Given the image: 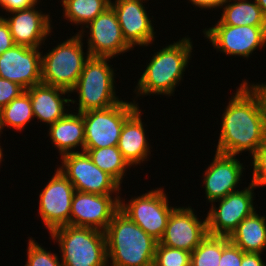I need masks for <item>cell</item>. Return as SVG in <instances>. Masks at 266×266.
Listing matches in <instances>:
<instances>
[{
  "mask_svg": "<svg viewBox=\"0 0 266 266\" xmlns=\"http://www.w3.org/2000/svg\"><path fill=\"white\" fill-rule=\"evenodd\" d=\"M243 80L222 115L216 151L237 155L249 151L252 156L266 137V112L261 95Z\"/></svg>",
  "mask_w": 266,
  "mask_h": 266,
  "instance_id": "obj_1",
  "label": "cell"
},
{
  "mask_svg": "<svg viewBox=\"0 0 266 266\" xmlns=\"http://www.w3.org/2000/svg\"><path fill=\"white\" fill-rule=\"evenodd\" d=\"M105 236L110 266H153L158 241L120 209L105 230Z\"/></svg>",
  "mask_w": 266,
  "mask_h": 266,
  "instance_id": "obj_2",
  "label": "cell"
},
{
  "mask_svg": "<svg viewBox=\"0 0 266 266\" xmlns=\"http://www.w3.org/2000/svg\"><path fill=\"white\" fill-rule=\"evenodd\" d=\"M191 38L183 37L154 53L143 71L136 89V96L158 94L171 96L182 80L189 59L192 57Z\"/></svg>",
  "mask_w": 266,
  "mask_h": 266,
  "instance_id": "obj_3",
  "label": "cell"
},
{
  "mask_svg": "<svg viewBox=\"0 0 266 266\" xmlns=\"http://www.w3.org/2000/svg\"><path fill=\"white\" fill-rule=\"evenodd\" d=\"M49 234L58 242L63 266H108L105 232L65 225Z\"/></svg>",
  "mask_w": 266,
  "mask_h": 266,
  "instance_id": "obj_4",
  "label": "cell"
},
{
  "mask_svg": "<svg viewBox=\"0 0 266 266\" xmlns=\"http://www.w3.org/2000/svg\"><path fill=\"white\" fill-rule=\"evenodd\" d=\"M83 29L41 55V82L71 91L76 85L85 63L90 58L83 51ZM83 34V35H82ZM85 56V57H84Z\"/></svg>",
  "mask_w": 266,
  "mask_h": 266,
  "instance_id": "obj_5",
  "label": "cell"
},
{
  "mask_svg": "<svg viewBox=\"0 0 266 266\" xmlns=\"http://www.w3.org/2000/svg\"><path fill=\"white\" fill-rule=\"evenodd\" d=\"M108 57H92L87 60L80 77L70 91L78 93V112L105 109L122 100L116 96L114 70Z\"/></svg>",
  "mask_w": 266,
  "mask_h": 266,
  "instance_id": "obj_6",
  "label": "cell"
},
{
  "mask_svg": "<svg viewBox=\"0 0 266 266\" xmlns=\"http://www.w3.org/2000/svg\"><path fill=\"white\" fill-rule=\"evenodd\" d=\"M138 103L121 101L105 109L89 110L83 115L84 149L117 146L125 121L138 109Z\"/></svg>",
  "mask_w": 266,
  "mask_h": 266,
  "instance_id": "obj_7",
  "label": "cell"
},
{
  "mask_svg": "<svg viewBox=\"0 0 266 266\" xmlns=\"http://www.w3.org/2000/svg\"><path fill=\"white\" fill-rule=\"evenodd\" d=\"M162 188L150 190L141 196L131 198L125 204L120 199V210L156 241H160L170 217L172 206Z\"/></svg>",
  "mask_w": 266,
  "mask_h": 266,
  "instance_id": "obj_8",
  "label": "cell"
},
{
  "mask_svg": "<svg viewBox=\"0 0 266 266\" xmlns=\"http://www.w3.org/2000/svg\"><path fill=\"white\" fill-rule=\"evenodd\" d=\"M58 169L73 184L76 191L100 195L119 194L121 186L97 167L85 151L65 154ZM118 191V192H117Z\"/></svg>",
  "mask_w": 266,
  "mask_h": 266,
  "instance_id": "obj_9",
  "label": "cell"
},
{
  "mask_svg": "<svg viewBox=\"0 0 266 266\" xmlns=\"http://www.w3.org/2000/svg\"><path fill=\"white\" fill-rule=\"evenodd\" d=\"M256 187V184L250 182L247 188L238 189L223 199L214 201L219 202L218 207L212 202L206 215L208 234L229 237L239 223L255 211L253 189Z\"/></svg>",
  "mask_w": 266,
  "mask_h": 266,
  "instance_id": "obj_10",
  "label": "cell"
},
{
  "mask_svg": "<svg viewBox=\"0 0 266 266\" xmlns=\"http://www.w3.org/2000/svg\"><path fill=\"white\" fill-rule=\"evenodd\" d=\"M206 29L203 33L212 46L228 56L248 58L266 45V26L215 25Z\"/></svg>",
  "mask_w": 266,
  "mask_h": 266,
  "instance_id": "obj_11",
  "label": "cell"
},
{
  "mask_svg": "<svg viewBox=\"0 0 266 266\" xmlns=\"http://www.w3.org/2000/svg\"><path fill=\"white\" fill-rule=\"evenodd\" d=\"M40 192L39 214L49 233L55 228L70 225V212L75 189L57 168L51 180Z\"/></svg>",
  "mask_w": 266,
  "mask_h": 266,
  "instance_id": "obj_12",
  "label": "cell"
},
{
  "mask_svg": "<svg viewBox=\"0 0 266 266\" xmlns=\"http://www.w3.org/2000/svg\"><path fill=\"white\" fill-rule=\"evenodd\" d=\"M120 196L75 191L71 204L70 225L105 232L114 214L120 209Z\"/></svg>",
  "mask_w": 266,
  "mask_h": 266,
  "instance_id": "obj_13",
  "label": "cell"
},
{
  "mask_svg": "<svg viewBox=\"0 0 266 266\" xmlns=\"http://www.w3.org/2000/svg\"><path fill=\"white\" fill-rule=\"evenodd\" d=\"M85 27L90 30L86 43L87 52L92 57L114 58L133 49L123 38L116 13L111 6Z\"/></svg>",
  "mask_w": 266,
  "mask_h": 266,
  "instance_id": "obj_14",
  "label": "cell"
},
{
  "mask_svg": "<svg viewBox=\"0 0 266 266\" xmlns=\"http://www.w3.org/2000/svg\"><path fill=\"white\" fill-rule=\"evenodd\" d=\"M192 207H174L165 233L159 241L161 245L192 252L208 235L207 217L201 220Z\"/></svg>",
  "mask_w": 266,
  "mask_h": 266,
  "instance_id": "obj_15",
  "label": "cell"
},
{
  "mask_svg": "<svg viewBox=\"0 0 266 266\" xmlns=\"http://www.w3.org/2000/svg\"><path fill=\"white\" fill-rule=\"evenodd\" d=\"M41 53L39 48L14 45L0 55V78L25 90L41 83Z\"/></svg>",
  "mask_w": 266,
  "mask_h": 266,
  "instance_id": "obj_16",
  "label": "cell"
},
{
  "mask_svg": "<svg viewBox=\"0 0 266 266\" xmlns=\"http://www.w3.org/2000/svg\"><path fill=\"white\" fill-rule=\"evenodd\" d=\"M143 1L146 0H115L110 3L116 13L123 38L132 48L137 45L148 46L156 37Z\"/></svg>",
  "mask_w": 266,
  "mask_h": 266,
  "instance_id": "obj_17",
  "label": "cell"
},
{
  "mask_svg": "<svg viewBox=\"0 0 266 266\" xmlns=\"http://www.w3.org/2000/svg\"><path fill=\"white\" fill-rule=\"evenodd\" d=\"M38 2L40 0L29 8L10 12V18H4L15 45L40 48L51 33L50 15L36 9Z\"/></svg>",
  "mask_w": 266,
  "mask_h": 266,
  "instance_id": "obj_18",
  "label": "cell"
},
{
  "mask_svg": "<svg viewBox=\"0 0 266 266\" xmlns=\"http://www.w3.org/2000/svg\"><path fill=\"white\" fill-rule=\"evenodd\" d=\"M213 162L206 168L203 184L206 199L214 202L223 199L228 194L237 191V184L243 175V163L241 164L235 155L215 152Z\"/></svg>",
  "mask_w": 266,
  "mask_h": 266,
  "instance_id": "obj_19",
  "label": "cell"
},
{
  "mask_svg": "<svg viewBox=\"0 0 266 266\" xmlns=\"http://www.w3.org/2000/svg\"><path fill=\"white\" fill-rule=\"evenodd\" d=\"M26 91L31 98L34 117L47 125L53 124L63 118L68 113L65 106H70V102L73 104L76 103L75 100L64 97L65 94H70L69 91L42 82ZM67 103L68 105H65Z\"/></svg>",
  "mask_w": 266,
  "mask_h": 266,
  "instance_id": "obj_20",
  "label": "cell"
},
{
  "mask_svg": "<svg viewBox=\"0 0 266 266\" xmlns=\"http://www.w3.org/2000/svg\"><path fill=\"white\" fill-rule=\"evenodd\" d=\"M141 110L138 108L124 123L118 149L124 159L130 166L140 165L141 162L147 161L148 155L151 154L148 138L145 136V129L141 119Z\"/></svg>",
  "mask_w": 266,
  "mask_h": 266,
  "instance_id": "obj_21",
  "label": "cell"
},
{
  "mask_svg": "<svg viewBox=\"0 0 266 266\" xmlns=\"http://www.w3.org/2000/svg\"><path fill=\"white\" fill-rule=\"evenodd\" d=\"M48 132L52 144L58 149L61 157L65 154L79 152L75 149L77 146H80L81 152L84 151L85 132L81 113H67L63 118L50 124Z\"/></svg>",
  "mask_w": 266,
  "mask_h": 266,
  "instance_id": "obj_22",
  "label": "cell"
},
{
  "mask_svg": "<svg viewBox=\"0 0 266 266\" xmlns=\"http://www.w3.org/2000/svg\"><path fill=\"white\" fill-rule=\"evenodd\" d=\"M228 238L245 253L262 254L266 249V217L254 211L239 223Z\"/></svg>",
  "mask_w": 266,
  "mask_h": 266,
  "instance_id": "obj_23",
  "label": "cell"
},
{
  "mask_svg": "<svg viewBox=\"0 0 266 266\" xmlns=\"http://www.w3.org/2000/svg\"><path fill=\"white\" fill-rule=\"evenodd\" d=\"M219 8H223V13L215 25L266 26V18L256 0H226Z\"/></svg>",
  "mask_w": 266,
  "mask_h": 266,
  "instance_id": "obj_24",
  "label": "cell"
},
{
  "mask_svg": "<svg viewBox=\"0 0 266 266\" xmlns=\"http://www.w3.org/2000/svg\"><path fill=\"white\" fill-rule=\"evenodd\" d=\"M34 118L31 98L27 91L14 98L9 104L0 109V136L4 127L23 130Z\"/></svg>",
  "mask_w": 266,
  "mask_h": 266,
  "instance_id": "obj_25",
  "label": "cell"
},
{
  "mask_svg": "<svg viewBox=\"0 0 266 266\" xmlns=\"http://www.w3.org/2000/svg\"><path fill=\"white\" fill-rule=\"evenodd\" d=\"M84 151L87 152L97 167L110 175L121 186V181H123L127 171L126 169L131 166L124 159L117 146L84 149Z\"/></svg>",
  "mask_w": 266,
  "mask_h": 266,
  "instance_id": "obj_26",
  "label": "cell"
},
{
  "mask_svg": "<svg viewBox=\"0 0 266 266\" xmlns=\"http://www.w3.org/2000/svg\"><path fill=\"white\" fill-rule=\"evenodd\" d=\"M111 0H62L65 19L78 25H87L110 7Z\"/></svg>",
  "mask_w": 266,
  "mask_h": 266,
  "instance_id": "obj_27",
  "label": "cell"
},
{
  "mask_svg": "<svg viewBox=\"0 0 266 266\" xmlns=\"http://www.w3.org/2000/svg\"><path fill=\"white\" fill-rule=\"evenodd\" d=\"M229 242L226 236L208 234L191 252V266H219L223 248Z\"/></svg>",
  "mask_w": 266,
  "mask_h": 266,
  "instance_id": "obj_28",
  "label": "cell"
},
{
  "mask_svg": "<svg viewBox=\"0 0 266 266\" xmlns=\"http://www.w3.org/2000/svg\"><path fill=\"white\" fill-rule=\"evenodd\" d=\"M153 266H191V252L161 245L158 242Z\"/></svg>",
  "mask_w": 266,
  "mask_h": 266,
  "instance_id": "obj_29",
  "label": "cell"
},
{
  "mask_svg": "<svg viewBox=\"0 0 266 266\" xmlns=\"http://www.w3.org/2000/svg\"><path fill=\"white\" fill-rule=\"evenodd\" d=\"M27 261L25 266H63L58 255L51 253V251H46L40 244L35 242L32 238L29 239L27 245Z\"/></svg>",
  "mask_w": 266,
  "mask_h": 266,
  "instance_id": "obj_30",
  "label": "cell"
},
{
  "mask_svg": "<svg viewBox=\"0 0 266 266\" xmlns=\"http://www.w3.org/2000/svg\"><path fill=\"white\" fill-rule=\"evenodd\" d=\"M252 158L253 177L251 182L256 184L258 187H263L266 185V137Z\"/></svg>",
  "mask_w": 266,
  "mask_h": 266,
  "instance_id": "obj_31",
  "label": "cell"
},
{
  "mask_svg": "<svg viewBox=\"0 0 266 266\" xmlns=\"http://www.w3.org/2000/svg\"><path fill=\"white\" fill-rule=\"evenodd\" d=\"M26 90L17 83L0 78V109L19 97Z\"/></svg>",
  "mask_w": 266,
  "mask_h": 266,
  "instance_id": "obj_32",
  "label": "cell"
},
{
  "mask_svg": "<svg viewBox=\"0 0 266 266\" xmlns=\"http://www.w3.org/2000/svg\"><path fill=\"white\" fill-rule=\"evenodd\" d=\"M245 252L229 242L222 251L219 266H241Z\"/></svg>",
  "mask_w": 266,
  "mask_h": 266,
  "instance_id": "obj_33",
  "label": "cell"
},
{
  "mask_svg": "<svg viewBox=\"0 0 266 266\" xmlns=\"http://www.w3.org/2000/svg\"><path fill=\"white\" fill-rule=\"evenodd\" d=\"M12 34L3 16H0V55L14 46Z\"/></svg>",
  "mask_w": 266,
  "mask_h": 266,
  "instance_id": "obj_34",
  "label": "cell"
},
{
  "mask_svg": "<svg viewBox=\"0 0 266 266\" xmlns=\"http://www.w3.org/2000/svg\"><path fill=\"white\" fill-rule=\"evenodd\" d=\"M38 0H0V8L6 12H13L31 7Z\"/></svg>",
  "mask_w": 266,
  "mask_h": 266,
  "instance_id": "obj_35",
  "label": "cell"
},
{
  "mask_svg": "<svg viewBox=\"0 0 266 266\" xmlns=\"http://www.w3.org/2000/svg\"><path fill=\"white\" fill-rule=\"evenodd\" d=\"M241 266H266L260 253H244Z\"/></svg>",
  "mask_w": 266,
  "mask_h": 266,
  "instance_id": "obj_36",
  "label": "cell"
},
{
  "mask_svg": "<svg viewBox=\"0 0 266 266\" xmlns=\"http://www.w3.org/2000/svg\"><path fill=\"white\" fill-rule=\"evenodd\" d=\"M192 5L197 6V8L201 9H213L219 7L222 3H224L226 0H189Z\"/></svg>",
  "mask_w": 266,
  "mask_h": 266,
  "instance_id": "obj_37",
  "label": "cell"
},
{
  "mask_svg": "<svg viewBox=\"0 0 266 266\" xmlns=\"http://www.w3.org/2000/svg\"><path fill=\"white\" fill-rule=\"evenodd\" d=\"M254 89L261 95L266 112V83L265 84H251Z\"/></svg>",
  "mask_w": 266,
  "mask_h": 266,
  "instance_id": "obj_38",
  "label": "cell"
},
{
  "mask_svg": "<svg viewBox=\"0 0 266 266\" xmlns=\"http://www.w3.org/2000/svg\"><path fill=\"white\" fill-rule=\"evenodd\" d=\"M257 4L261 8L265 18H266V0H256Z\"/></svg>",
  "mask_w": 266,
  "mask_h": 266,
  "instance_id": "obj_39",
  "label": "cell"
},
{
  "mask_svg": "<svg viewBox=\"0 0 266 266\" xmlns=\"http://www.w3.org/2000/svg\"><path fill=\"white\" fill-rule=\"evenodd\" d=\"M1 148L2 147L0 146V163L3 161L2 159H3V156H4Z\"/></svg>",
  "mask_w": 266,
  "mask_h": 266,
  "instance_id": "obj_40",
  "label": "cell"
}]
</instances>
